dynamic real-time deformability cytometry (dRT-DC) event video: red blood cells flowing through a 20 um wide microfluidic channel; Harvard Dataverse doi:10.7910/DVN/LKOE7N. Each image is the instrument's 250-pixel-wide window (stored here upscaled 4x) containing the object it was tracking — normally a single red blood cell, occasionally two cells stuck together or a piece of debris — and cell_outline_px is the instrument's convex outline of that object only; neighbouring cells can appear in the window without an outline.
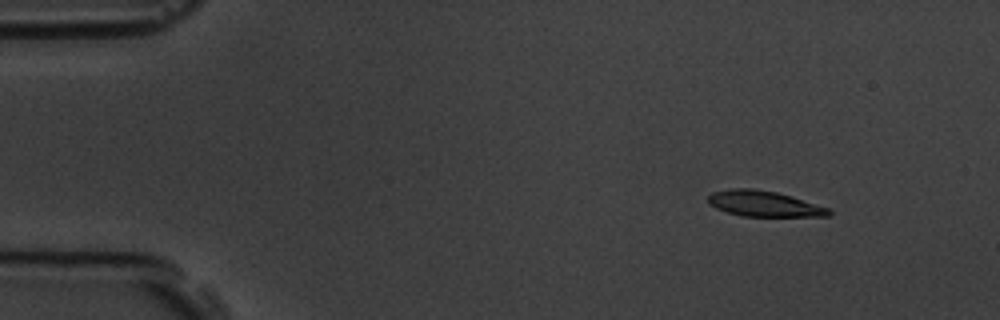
{"species": "common noctule bat (a hibernating species)", "species_latin": "Nyctalus noctula", "temperature_condition": "room temperature", "stored_images_in_passage": 4, "camera_frame_rate_fps": 3000, "um_per_image_px": 0.085, "animal": {"sex": "male", "body_mass_g": 19.5, "forearm_length_mm": 54.6}, "frame": {"image": 1, "passage_image": 2, "time_ms": 1.333, "image_size_px": [1000, 320], "cell_outline_px": [[832, 212], [828, 216], [740, 216], [716, 208], [708, 204], [708, 196], [712, 192], [728, 188], [752, 188], [776, 192], [792, 196], [828, 208]], "centroid_in_image_um": [64.89, 17.31], "position_along_channel_um": 20.1, "area_um2": 18.03}}
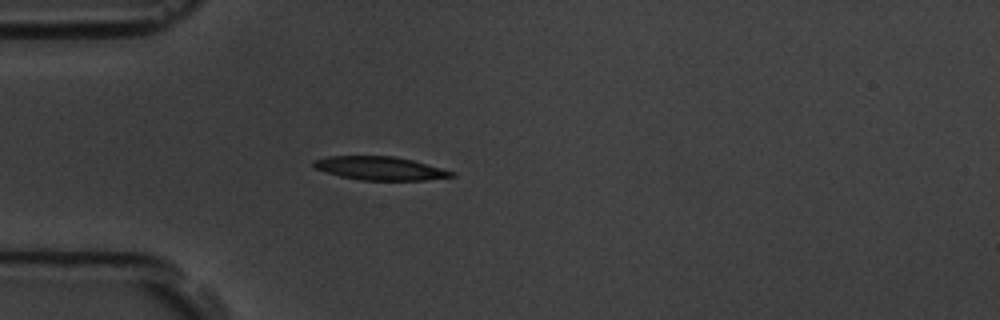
{"frame": {"image": 2, "passage_image": 4, "time_ms": 4.333, "image_size_px": [1000, 320], "cell_outline_px": [[456, 176], [424, 180], [360, 180], [340, 176], [324, 172], [316, 168], [312, 164], [312, 160], [328, 156], [392, 156], [412, 160], [456, 172]], "centroid_in_image_um": [32.28, 14.31], "position_along_channel_um": 52.7, "area_um2": 18.84}}